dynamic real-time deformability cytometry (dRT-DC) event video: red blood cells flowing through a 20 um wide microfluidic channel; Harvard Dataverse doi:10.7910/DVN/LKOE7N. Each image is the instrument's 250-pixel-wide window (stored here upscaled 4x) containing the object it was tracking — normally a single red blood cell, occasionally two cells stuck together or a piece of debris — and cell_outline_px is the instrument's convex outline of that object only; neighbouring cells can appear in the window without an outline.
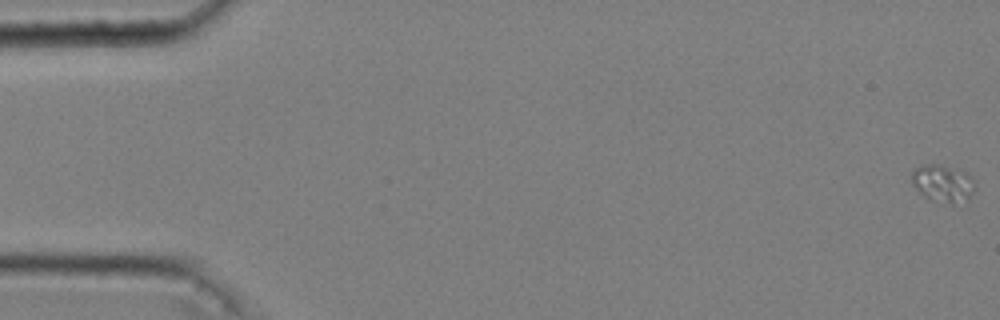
{"species": "common noctule bat (a hibernating species)", "species_latin": "Nyctalus noctula", "temperature_condition": "cold", "stored_images_in_passage": 15, "camera_frame_rate_fps": 3000, "um_per_image_px": 0.085, "animal": {"sex": "male", "body_mass_g": 20.4}, "frame": {"image": 1, "passage_image": 1, "time_ms": 0.0, "image_size_px": [1000, 320], "cell_outline_px": [[976, 188], [968, 196], [952, 204], [924, 196], [912, 184], [912, 172], [920, 164], [940, 164], [960, 168], [968, 172], [972, 176]], "centroid_in_image_um": [80.16, 15.5], "position_along_channel_um": 4.8, "area_um2": 13.64}}